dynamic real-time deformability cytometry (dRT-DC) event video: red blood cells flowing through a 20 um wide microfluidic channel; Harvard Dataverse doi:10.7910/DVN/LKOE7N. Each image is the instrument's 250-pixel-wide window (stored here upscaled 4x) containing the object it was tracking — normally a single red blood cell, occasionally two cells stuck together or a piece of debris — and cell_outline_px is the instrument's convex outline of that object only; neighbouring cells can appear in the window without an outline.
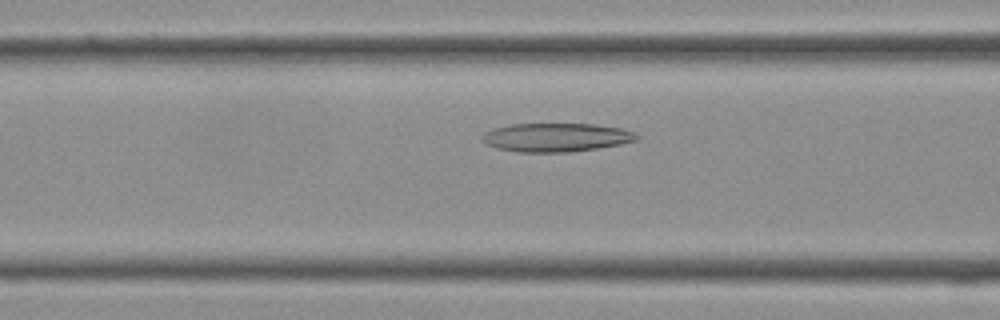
{"species": "Egyptian fruit bat (a non-hibernating species)", "species_latin": "Rousettus aegyptiacus", "temperature_condition": "cold", "stored_images_in_passage": 32, "camera_frame_rate_fps": 3000, "um_per_image_px": 0.085, "frame": {"image": 1, "passage_image": 9, "time_ms": 2.667, "image_size_px": [1000, 320], "cell_outline_px": [[640, 136], [636, 140], [620, 144], [596, 148], [568, 152], [516, 152], [496, 148], [480, 140], [480, 136], [484, 132], [492, 128], [512, 124], [596, 124], [620, 128], [632, 132]], "centroid_in_image_um": [47.2, 11.67], "position_along_channel_um": 119.4, "area_um2": 25.78}}
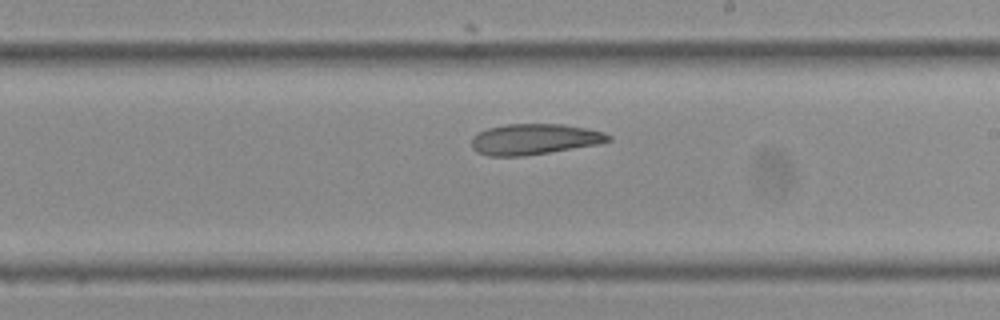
{"frame": {"image": 2, "passage_image": 16, "time_ms": 5.0, "image_size_px": [1000, 320], "cell_outline_px": [[612, 140], [596, 144], [524, 156], [488, 156], [476, 152], [472, 148], [472, 136], [488, 128], [508, 124], [564, 124], [588, 128], [604, 132], [612, 136]], "centroid_in_image_um": [45.41, 11.83], "position_along_channel_um": 243.6, "area_um2": 24.45}}
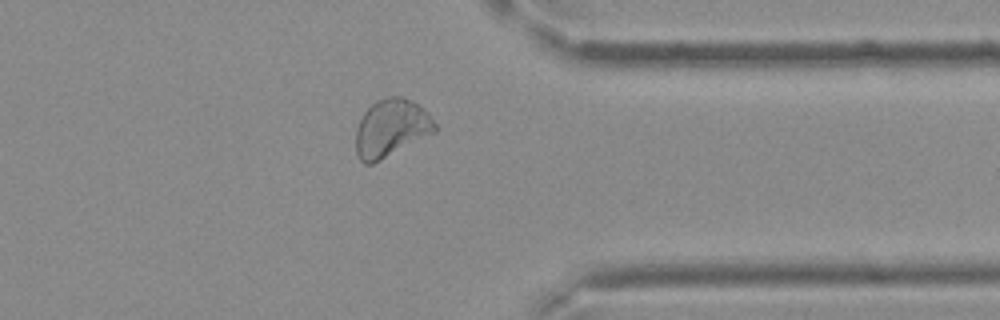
{"frame": {"image": 3, "passage_image": 24, "time_ms": 7.667, "image_size_px": [1000, 320], "cell_outline_px": [[436, 132], [372, 164], [364, 164], [356, 156], [356, 128], [364, 112], [376, 100], [388, 96], [400, 96], [412, 100], [428, 112], [436, 124]], "centroid_in_image_um": [33.24, 10.88], "position_along_channel_um": 378.2, "area_um2": 26.65}}